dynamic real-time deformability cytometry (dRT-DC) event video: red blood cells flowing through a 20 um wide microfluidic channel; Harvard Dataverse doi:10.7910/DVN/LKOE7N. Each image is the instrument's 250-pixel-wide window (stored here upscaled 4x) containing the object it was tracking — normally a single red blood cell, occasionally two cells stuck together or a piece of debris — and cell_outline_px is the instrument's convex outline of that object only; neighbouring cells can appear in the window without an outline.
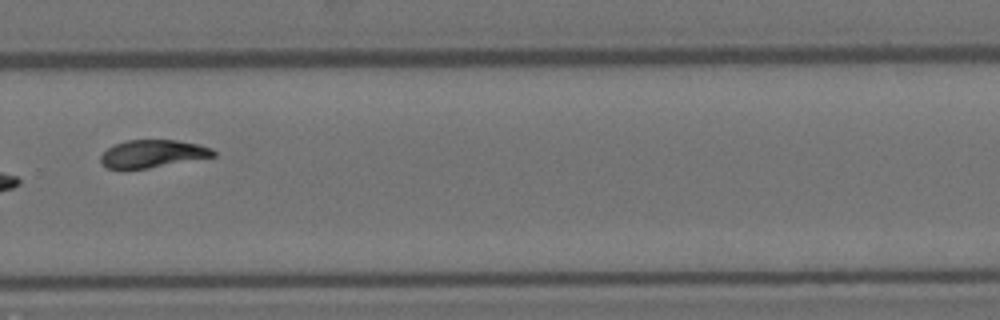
{"species": "Egyptian fruit bat (a non-hibernating species)", "species_latin": "Rousettus aegyptiacus", "temperature_condition": "room temperature", "stored_images_in_passage": 15, "camera_frame_rate_fps": 3000, "um_per_image_px": 0.085, "animal": {"sex": "female"}, "frame": {"image": 1, "passage_image": 11, "time_ms": 3.333, "image_size_px": [1000, 320], "cell_outline_px": [[216, 156], [148, 168], [108, 168], [100, 160], [100, 156], [108, 148], [116, 144], [128, 140], [176, 140], [196, 144], [212, 148], [216, 152]], "centroid_in_image_um": [13.01, 13.06], "position_along_channel_um": 316.8, "area_um2": 17.8}}